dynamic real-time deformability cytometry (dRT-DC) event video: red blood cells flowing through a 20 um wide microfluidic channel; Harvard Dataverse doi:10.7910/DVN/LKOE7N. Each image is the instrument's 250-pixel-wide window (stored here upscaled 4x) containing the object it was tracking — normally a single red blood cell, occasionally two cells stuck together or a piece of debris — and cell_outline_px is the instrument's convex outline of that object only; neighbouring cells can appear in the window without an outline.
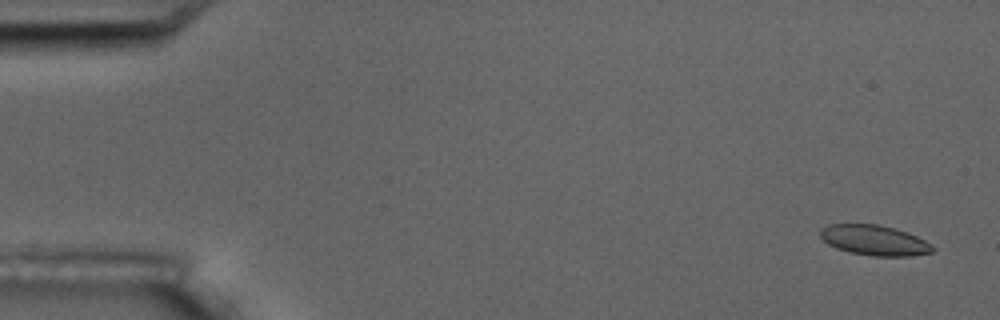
{"species": "common noctule bat (a hibernating species)", "species_latin": "Nyctalus noctula", "temperature_condition": "room temperature", "stored_images_in_passage": 6, "segment_of_instrument_passage": [2, 2], "camera_frame_rate_fps": 3000, "um_per_image_px": 0.085, "animal": {"sex": "male", "body_mass_g": 17.5, "forearm_length_mm": 52.3}, "frame": {"image": 1, "passage_image": 6, "time_ms": 5.667, "image_size_px": [1000, 320], "cell_outline_px": [[936, 248], [932, 252], [912, 256], [872, 256], [848, 252], [836, 248], [828, 244], [820, 236], [820, 232], [828, 224], [876, 224], [896, 228], [908, 232], [932, 244]], "centroid_in_image_um": [74.35, 20.43], "position_along_channel_um": 10.6, "area_um2": 19.88}}